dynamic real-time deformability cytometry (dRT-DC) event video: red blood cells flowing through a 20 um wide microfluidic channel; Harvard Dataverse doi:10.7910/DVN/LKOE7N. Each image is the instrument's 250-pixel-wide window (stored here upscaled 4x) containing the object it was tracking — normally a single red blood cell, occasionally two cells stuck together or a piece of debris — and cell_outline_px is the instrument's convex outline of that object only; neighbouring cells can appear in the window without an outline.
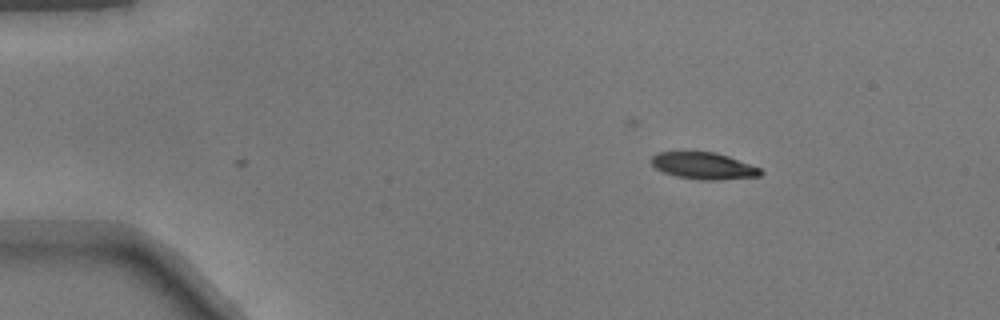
{"species": "common noctule bat (a hibernating species)", "species_latin": "Nyctalus noctula", "temperature_condition": "warm", "stored_images_in_passage": 37, "camera_frame_rate_fps": 3000, "um_per_image_px": 0.085, "animal": {"sex": "male", "body_mass_g": 17.9}, "frame": {"image": 1, "passage_image": 1, "time_ms": 0.0, "image_size_px": [1000, 320], "cell_outline_px": [[764, 172], [760, 176], [720, 180], [700, 180], [676, 176], [664, 172], [656, 168], [652, 164], [652, 156], [656, 152], [716, 152], [728, 156], [760, 168]], "centroid_in_image_um": [59.82, 14.1], "position_along_channel_um": 25.2, "area_um2": 16.99}}
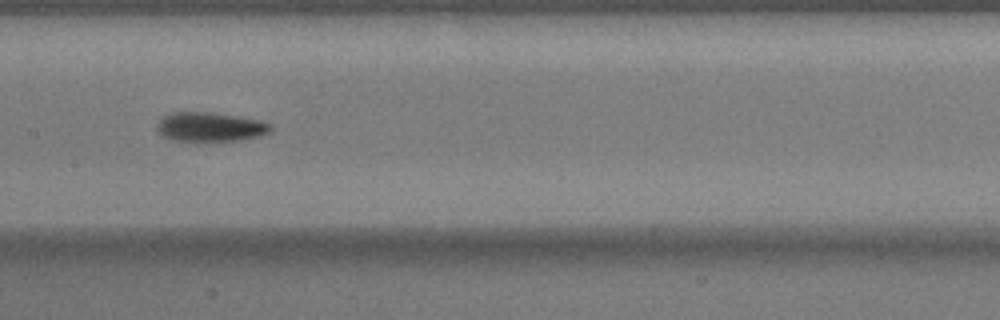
{"frame": {"image": 2, "passage_image": 19, "time_ms": 6.0, "image_size_px": [1000, 320], "cell_outline_px": [[272, 128], [268, 132], [260, 136], [240, 140], [216, 144], [196, 144], [176, 140], [164, 136], [156, 128], [156, 124], [164, 116], [172, 112], [212, 112], [260, 120], [272, 124]], "centroid_in_image_um": [17.87, 10.84], "position_along_channel_um": 189.5, "area_um2": 20.29}}
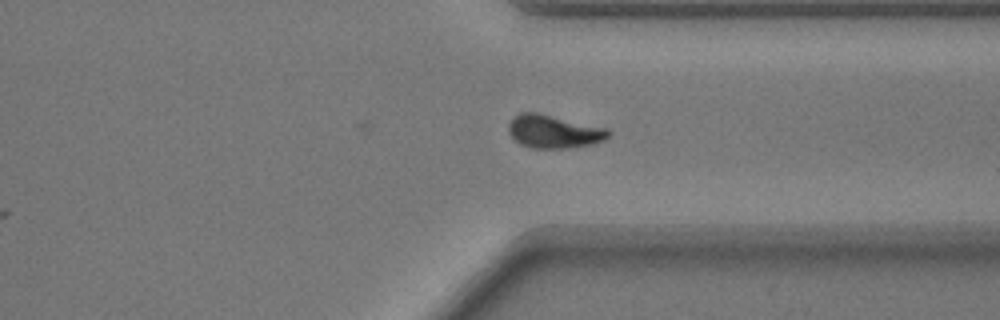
{"frame": {"image": 3, "passage_image": 32, "time_ms": 10.333, "image_size_px": [1000, 320], "cell_outline_px": [[608, 136], [604, 140], [592, 144], [568, 148], [532, 148], [520, 144], [512, 140], [508, 132], [508, 124], [520, 112], [536, 112], [604, 128], [608, 132]], "centroid_in_image_um": [46.99, 11.19], "position_along_channel_um": 364.4, "area_um2": 19.02}}